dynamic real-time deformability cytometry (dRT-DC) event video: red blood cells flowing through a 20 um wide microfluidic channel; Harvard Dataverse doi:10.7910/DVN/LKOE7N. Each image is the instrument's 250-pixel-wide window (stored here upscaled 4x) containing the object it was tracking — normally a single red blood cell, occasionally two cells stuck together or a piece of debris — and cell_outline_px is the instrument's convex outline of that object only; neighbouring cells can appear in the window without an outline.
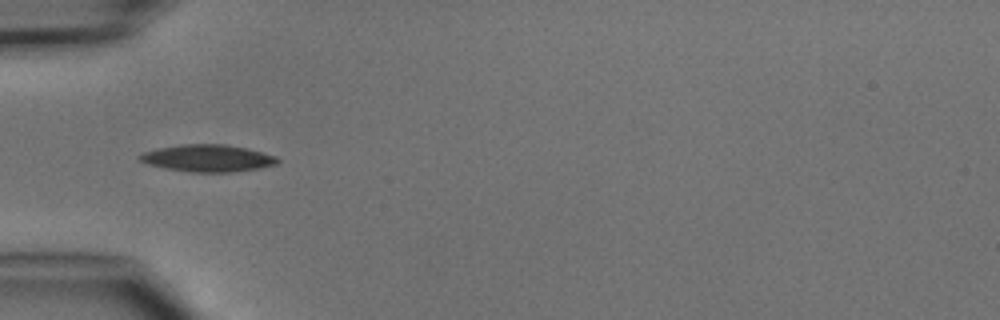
{"species": "common noctule bat (a hibernating species)", "species_latin": "Nyctalus noctula", "temperature_condition": "cold", "stored_images_in_passage": 1, "camera_frame_rate_fps": 3000, "um_per_image_px": 0.085, "animal": {"sex": "male", "body_mass_g": 15.6}, "frame": {"image": 1, "passage_image": 1, "time_ms": 0.0, "image_size_px": [1000, 320], "cell_outline_px": [[280, 160], [276, 164], [260, 168], [232, 172], [192, 172], [164, 168], [148, 164], [140, 160], [136, 156], [144, 152], [156, 148], [180, 144], [224, 144], [244, 148], [276, 156]], "centroid_in_image_um": [17.62, 13.44], "position_along_channel_um": 67.4, "area_um2": 21.68}}